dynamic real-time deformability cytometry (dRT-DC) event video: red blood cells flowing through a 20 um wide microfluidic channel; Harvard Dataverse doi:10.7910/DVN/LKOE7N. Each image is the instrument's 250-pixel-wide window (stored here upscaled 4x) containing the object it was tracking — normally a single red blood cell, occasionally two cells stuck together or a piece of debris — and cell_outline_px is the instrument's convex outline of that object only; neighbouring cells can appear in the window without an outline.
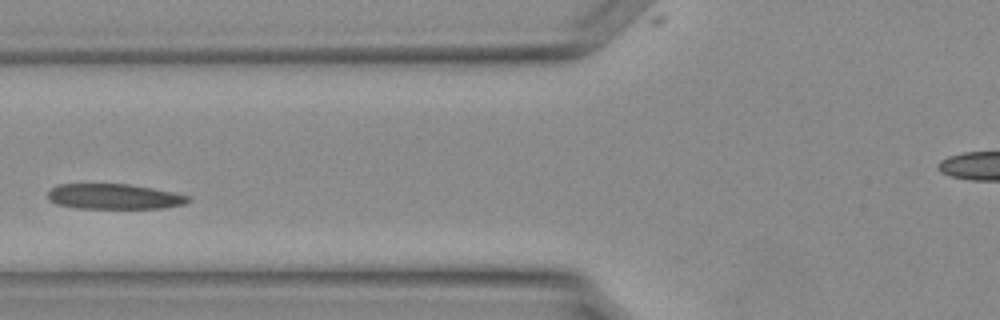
{"species": "Egyptian fruit bat (a non-hibernating species)", "species_latin": "Rousettus aegyptiacus", "temperature_condition": "warm", "stored_images_in_passage": 23, "camera_frame_rate_fps": 3000, "um_per_image_px": 0.085, "animal": {"sex": "female"}, "frame": {"image": 1, "passage_image": 7, "time_ms": 2.0, "image_size_px": [1000, 320], "cell_outline_px": [[192, 200], [184, 204], [164, 208], [76, 208], [56, 204], [48, 200], [48, 192], [56, 184], [128, 184], [152, 188], [192, 196]], "centroid_in_image_um": [9.71, 16.71], "position_along_channel_um": 116.1, "area_um2": 20.81}}